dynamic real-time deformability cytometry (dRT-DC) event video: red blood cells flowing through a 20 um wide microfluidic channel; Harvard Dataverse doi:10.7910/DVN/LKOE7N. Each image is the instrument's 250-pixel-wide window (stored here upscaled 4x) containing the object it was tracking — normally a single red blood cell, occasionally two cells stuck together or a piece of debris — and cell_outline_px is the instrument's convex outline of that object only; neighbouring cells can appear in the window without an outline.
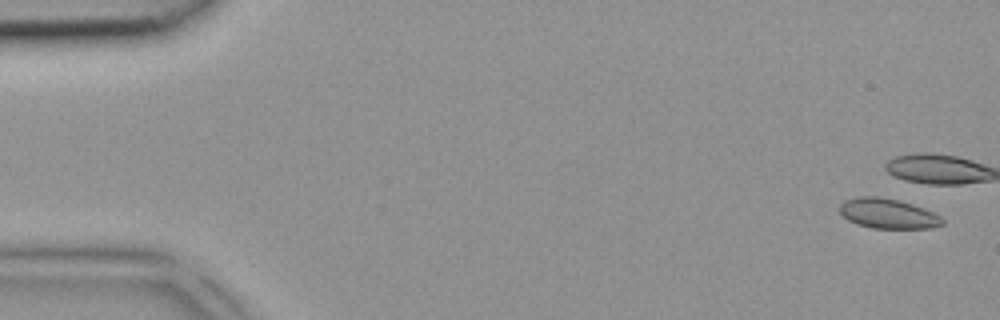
{"species": "common noctule bat (a hibernating species)", "species_latin": "Nyctalus noctula", "temperature_condition": "room temperature", "stored_images_in_passage": 8, "camera_frame_rate_fps": 3000, "um_per_image_px": 0.085, "animal": {"sex": "female", "body_mass_g": 18.4}, "frame": {"image": 1, "passage_image": 1, "time_ms": 0.0, "image_size_px": [1000, 320], "cell_outline_px": [[944, 224], [928, 228], [872, 228], [848, 220], [840, 212], [840, 204], [844, 200], [860, 196], [880, 196], [912, 204], [932, 212], [940, 216], [944, 220]], "centroid_in_image_um": [75.46, 18.14], "position_along_channel_um": 9.5, "area_um2": 17.69}}
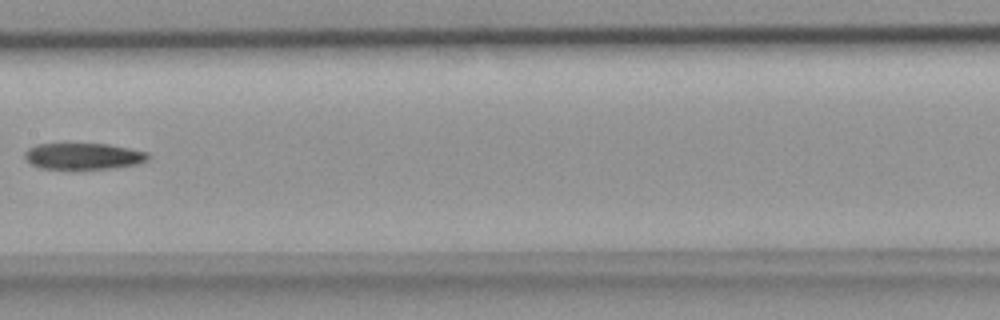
{"frame": {"image": 2, "passage_image": 8, "time_ms": 2.333, "image_size_px": [1000, 320], "cell_outline_px": [[152, 156], [148, 160], [136, 164], [116, 168], [40, 168], [32, 164], [24, 156], [24, 152], [28, 148], [36, 144], [108, 144], [148, 152]], "centroid_in_image_um": [7.12, 13.26], "position_along_channel_um": 200.3, "area_um2": 18.79}}